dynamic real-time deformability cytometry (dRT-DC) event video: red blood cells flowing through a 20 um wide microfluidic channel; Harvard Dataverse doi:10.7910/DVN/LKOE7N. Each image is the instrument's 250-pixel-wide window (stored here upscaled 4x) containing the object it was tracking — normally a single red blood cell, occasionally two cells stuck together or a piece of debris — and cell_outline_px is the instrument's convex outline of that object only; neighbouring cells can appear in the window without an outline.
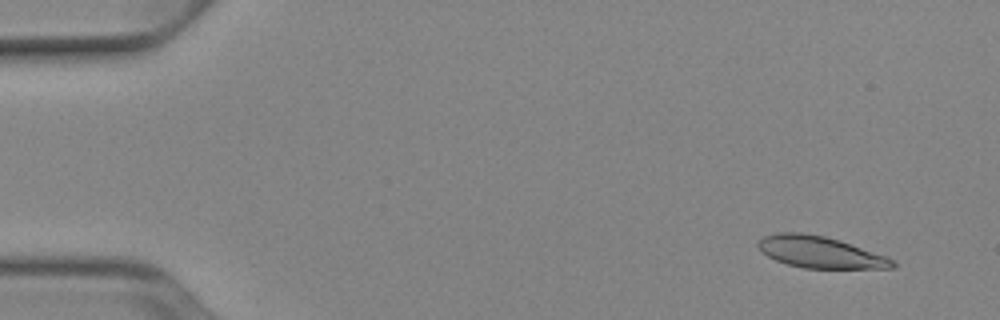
{"species": "Egyptian fruit bat (a non-hibernating species)", "species_latin": "Rousettus aegyptiacus", "temperature_condition": "cold", "stored_images_in_passage": 52, "camera_frame_rate_fps": 3000, "um_per_image_px": 0.085, "animal": {"sex": "female"}, "frame": {"image": 1, "passage_image": 4, "time_ms": 1.0, "image_size_px": [1000, 320], "cell_outline_px": [[896, 264], [892, 268], [804, 268], [788, 264], [776, 260], [768, 256], [756, 244], [764, 236], [776, 232], [804, 232], [824, 236], [840, 240], [888, 256], [896, 260]], "centroid_in_image_um": [69.75, 21.42], "position_along_channel_um": 15.3, "area_um2": 24.8}}
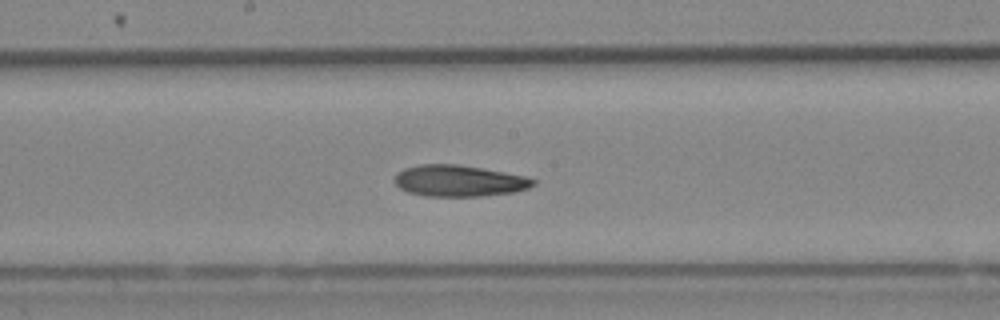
{"frame": {"image": 2, "passage_image": 28, "time_ms": 9.0, "image_size_px": [1000, 320], "cell_outline_px": [[536, 184], [528, 188], [512, 192], [484, 196], [424, 196], [408, 192], [400, 188], [392, 180], [396, 172], [404, 168], [420, 164], [456, 164], [504, 172], [524, 176], [536, 180]], "centroid_in_image_um": [38.96, 15.37], "position_along_channel_um": 209.2, "area_um2": 25.37}}
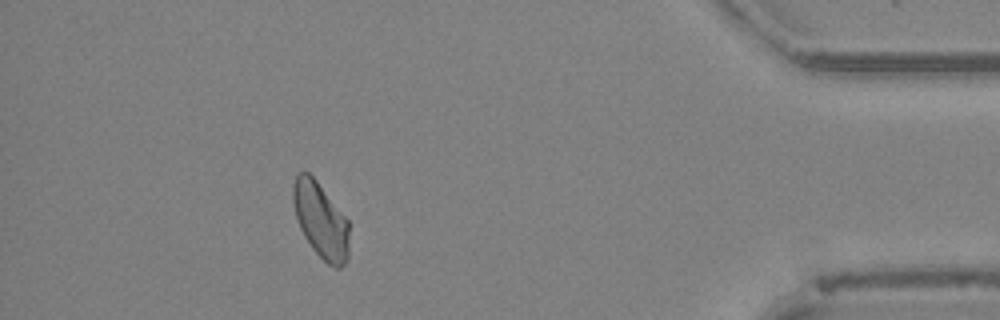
{"frame": {"image": 3, "passage_image": 47, "time_ms": 15.333, "image_size_px": [1000, 320], "cell_outline_px": [[348, 260], [340, 268], [336, 268], [328, 264], [312, 248], [304, 236], [300, 228], [296, 216], [292, 200], [292, 184], [296, 172], [304, 168], [316, 180], [348, 220]], "centroid_in_image_um": [27.23, 18.68], "position_along_channel_um": 408.0, "area_um2": 24.8}, "authors_computed_cell_mechanics": {"area_um2": 25.1719, "velocity_mm_per_s": 3.8982, "shape_relaxation_time_tau1_ms": 8.4112, "shape_relaxation_time_tau2_ms": null, "deformation_change_tau1": 0.1759, "deformation_change_tau2": null}}